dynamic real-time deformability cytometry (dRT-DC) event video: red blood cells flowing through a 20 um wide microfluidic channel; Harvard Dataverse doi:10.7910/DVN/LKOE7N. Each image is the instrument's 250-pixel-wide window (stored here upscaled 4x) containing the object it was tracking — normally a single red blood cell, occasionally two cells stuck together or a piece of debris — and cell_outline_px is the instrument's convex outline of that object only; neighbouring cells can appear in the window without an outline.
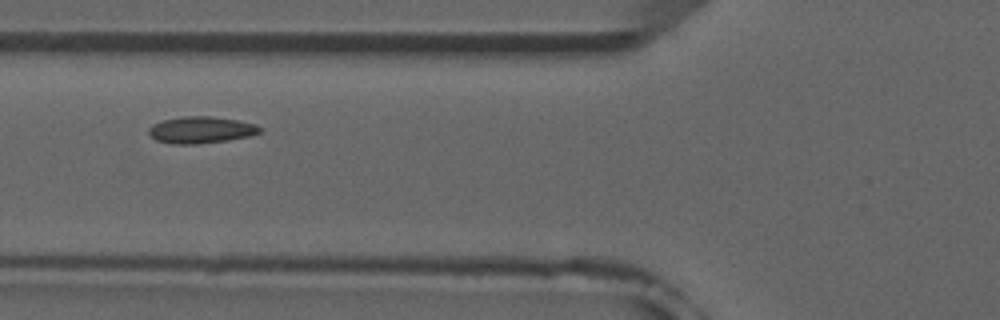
{"species": "common noctule bat (a hibernating species)", "species_latin": "Nyctalus noctula", "temperature_condition": "room temperature", "stored_images_in_passage": 7, "camera_frame_rate_fps": 3000, "um_per_image_px": 0.085, "animal": {"sex": "male", "forearm_length_mm": 52.5}, "frame": {"image": 1, "passage_image": 5, "time_ms": 4.667, "image_size_px": [1000, 320], "cell_outline_px": [[260, 132], [248, 136], [228, 140], [196, 144], [172, 144], [156, 140], [148, 132], [148, 128], [152, 124], [164, 120], [184, 116], [212, 116], [236, 120], [256, 124], [260, 128]], "centroid_in_image_um": [17.05, 11.04], "position_along_channel_um": 108.7, "area_um2": 17.17}}
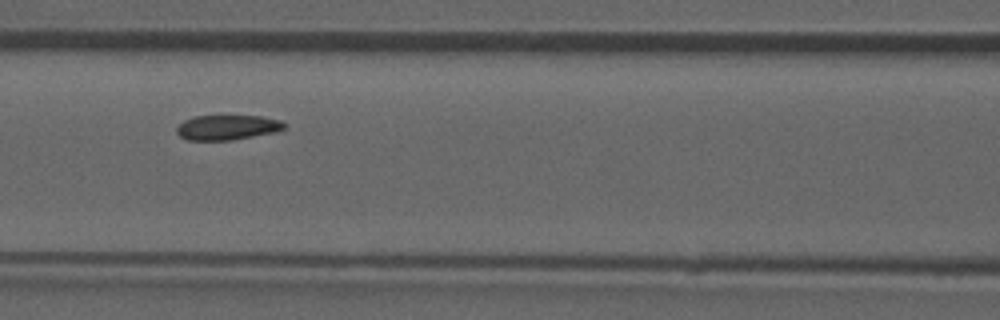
{"frame": {"image": 2, "passage_image": 6, "time_ms": 5.667, "image_size_px": [1000, 320], "cell_outline_px": [[284, 128], [276, 132], [232, 140], [188, 140], [180, 136], [176, 132], [176, 128], [184, 120], [196, 116], [220, 112], [224, 112], [260, 116], [280, 120], [284, 124]], "centroid_in_image_um": [19.3, 10.77], "position_along_channel_um": 147.3, "area_um2": 16.47}}